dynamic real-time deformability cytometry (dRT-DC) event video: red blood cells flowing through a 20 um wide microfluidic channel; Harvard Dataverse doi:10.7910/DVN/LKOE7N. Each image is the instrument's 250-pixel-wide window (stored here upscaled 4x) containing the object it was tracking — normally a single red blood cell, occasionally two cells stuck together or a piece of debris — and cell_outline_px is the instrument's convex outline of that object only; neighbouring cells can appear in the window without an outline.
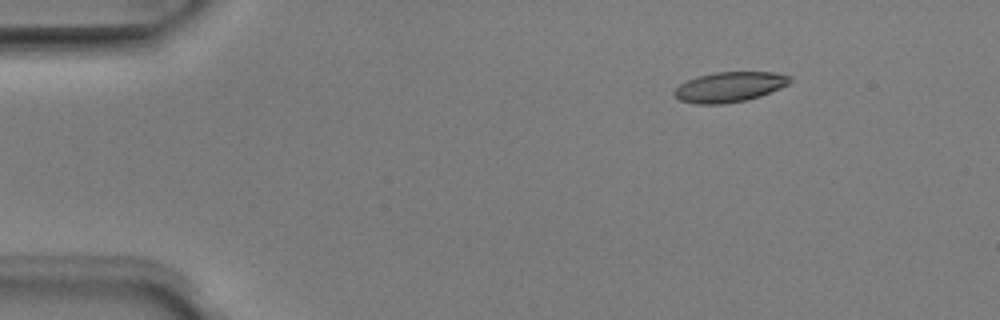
{"species": "Egyptian fruit bat (a non-hibernating species)", "species_latin": "Rousettus aegyptiacus", "temperature_condition": "room temperature", "stored_images_in_passage": 4, "camera_frame_rate_fps": 3000, "um_per_image_px": 0.085, "animal": {"sex": "male"}, "frame": {"image": 1, "passage_image": 2, "time_ms": 0.333, "image_size_px": [1000, 320], "cell_outline_px": [[792, 80], [788, 84], [780, 88], [760, 96], [744, 100], [724, 104], [696, 104], [680, 100], [672, 92], [680, 84], [696, 76], [716, 72], [776, 72], [792, 76]], "centroid_in_image_um": [62.02, 7.38], "position_along_channel_um": 23.0, "area_um2": 20.29}}